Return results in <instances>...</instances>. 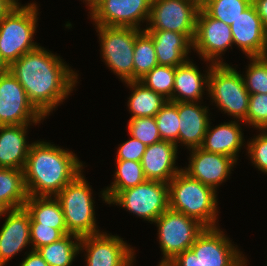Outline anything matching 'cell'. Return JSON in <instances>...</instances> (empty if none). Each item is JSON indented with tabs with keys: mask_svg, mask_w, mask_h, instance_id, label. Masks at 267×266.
Segmentation results:
<instances>
[{
	"mask_svg": "<svg viewBox=\"0 0 267 266\" xmlns=\"http://www.w3.org/2000/svg\"><path fill=\"white\" fill-rule=\"evenodd\" d=\"M8 70L45 118L71 95L79 77L60 56L40 45L13 62Z\"/></svg>",
	"mask_w": 267,
	"mask_h": 266,
	"instance_id": "1",
	"label": "cell"
},
{
	"mask_svg": "<svg viewBox=\"0 0 267 266\" xmlns=\"http://www.w3.org/2000/svg\"><path fill=\"white\" fill-rule=\"evenodd\" d=\"M84 163L69 149L45 141L31 143L24 171L28 196H56L81 172Z\"/></svg>",
	"mask_w": 267,
	"mask_h": 266,
	"instance_id": "2",
	"label": "cell"
},
{
	"mask_svg": "<svg viewBox=\"0 0 267 266\" xmlns=\"http://www.w3.org/2000/svg\"><path fill=\"white\" fill-rule=\"evenodd\" d=\"M169 208L198 220L206 228L219 227L217 191L181 170L168 183Z\"/></svg>",
	"mask_w": 267,
	"mask_h": 266,
	"instance_id": "3",
	"label": "cell"
},
{
	"mask_svg": "<svg viewBox=\"0 0 267 266\" xmlns=\"http://www.w3.org/2000/svg\"><path fill=\"white\" fill-rule=\"evenodd\" d=\"M38 7L36 2L27 5L18 2L0 20V56L8 66L39 46L33 40L38 27Z\"/></svg>",
	"mask_w": 267,
	"mask_h": 266,
	"instance_id": "4",
	"label": "cell"
},
{
	"mask_svg": "<svg viewBox=\"0 0 267 266\" xmlns=\"http://www.w3.org/2000/svg\"><path fill=\"white\" fill-rule=\"evenodd\" d=\"M92 186L83 172L68 183L55 198L59 201L67 231L79 237L101 233L96 222Z\"/></svg>",
	"mask_w": 267,
	"mask_h": 266,
	"instance_id": "5",
	"label": "cell"
},
{
	"mask_svg": "<svg viewBox=\"0 0 267 266\" xmlns=\"http://www.w3.org/2000/svg\"><path fill=\"white\" fill-rule=\"evenodd\" d=\"M227 64H213L208 79V97L218 110L246 124L250 93L242 74Z\"/></svg>",
	"mask_w": 267,
	"mask_h": 266,
	"instance_id": "6",
	"label": "cell"
},
{
	"mask_svg": "<svg viewBox=\"0 0 267 266\" xmlns=\"http://www.w3.org/2000/svg\"><path fill=\"white\" fill-rule=\"evenodd\" d=\"M95 28L103 62L122 82L133 81L135 39L142 30L100 25Z\"/></svg>",
	"mask_w": 267,
	"mask_h": 266,
	"instance_id": "7",
	"label": "cell"
},
{
	"mask_svg": "<svg viewBox=\"0 0 267 266\" xmlns=\"http://www.w3.org/2000/svg\"><path fill=\"white\" fill-rule=\"evenodd\" d=\"M157 226L161 261H172L190 249L196 238L206 228L198 220L168 208L154 222Z\"/></svg>",
	"mask_w": 267,
	"mask_h": 266,
	"instance_id": "8",
	"label": "cell"
},
{
	"mask_svg": "<svg viewBox=\"0 0 267 266\" xmlns=\"http://www.w3.org/2000/svg\"><path fill=\"white\" fill-rule=\"evenodd\" d=\"M108 204H116L152 224L169 208V185L161 181L146 180L135 187L120 191Z\"/></svg>",
	"mask_w": 267,
	"mask_h": 266,
	"instance_id": "9",
	"label": "cell"
},
{
	"mask_svg": "<svg viewBox=\"0 0 267 266\" xmlns=\"http://www.w3.org/2000/svg\"><path fill=\"white\" fill-rule=\"evenodd\" d=\"M200 8V0H152L149 20L144 30L181 33L193 43Z\"/></svg>",
	"mask_w": 267,
	"mask_h": 266,
	"instance_id": "10",
	"label": "cell"
},
{
	"mask_svg": "<svg viewBox=\"0 0 267 266\" xmlns=\"http://www.w3.org/2000/svg\"><path fill=\"white\" fill-rule=\"evenodd\" d=\"M45 117L29 101L26 91L8 70L0 77V126L38 125Z\"/></svg>",
	"mask_w": 267,
	"mask_h": 266,
	"instance_id": "11",
	"label": "cell"
},
{
	"mask_svg": "<svg viewBox=\"0 0 267 266\" xmlns=\"http://www.w3.org/2000/svg\"><path fill=\"white\" fill-rule=\"evenodd\" d=\"M123 239L106 231L81 237L80 253L85 254V266H133L135 248Z\"/></svg>",
	"mask_w": 267,
	"mask_h": 266,
	"instance_id": "12",
	"label": "cell"
},
{
	"mask_svg": "<svg viewBox=\"0 0 267 266\" xmlns=\"http://www.w3.org/2000/svg\"><path fill=\"white\" fill-rule=\"evenodd\" d=\"M233 46L231 27L223 21L210 17L202 8L197 16L193 51L199 58L213 64H227L222 55ZM223 59V60H222ZM224 61V62H223Z\"/></svg>",
	"mask_w": 267,
	"mask_h": 266,
	"instance_id": "13",
	"label": "cell"
},
{
	"mask_svg": "<svg viewBox=\"0 0 267 266\" xmlns=\"http://www.w3.org/2000/svg\"><path fill=\"white\" fill-rule=\"evenodd\" d=\"M221 230L220 226L205 228L190 247L199 258L200 264L202 266H247V257Z\"/></svg>",
	"mask_w": 267,
	"mask_h": 266,
	"instance_id": "14",
	"label": "cell"
},
{
	"mask_svg": "<svg viewBox=\"0 0 267 266\" xmlns=\"http://www.w3.org/2000/svg\"><path fill=\"white\" fill-rule=\"evenodd\" d=\"M152 0H99L89 14L93 25L131 27L144 30L147 26ZM142 22V24H141Z\"/></svg>",
	"mask_w": 267,
	"mask_h": 266,
	"instance_id": "15",
	"label": "cell"
},
{
	"mask_svg": "<svg viewBox=\"0 0 267 266\" xmlns=\"http://www.w3.org/2000/svg\"><path fill=\"white\" fill-rule=\"evenodd\" d=\"M189 152L188 167L185 166L182 170L191 178L215 190L229 179L237 163L231 157L207 152L200 147L190 149Z\"/></svg>",
	"mask_w": 267,
	"mask_h": 266,
	"instance_id": "16",
	"label": "cell"
},
{
	"mask_svg": "<svg viewBox=\"0 0 267 266\" xmlns=\"http://www.w3.org/2000/svg\"><path fill=\"white\" fill-rule=\"evenodd\" d=\"M5 220L0 229V266L7 263L31 245L30 220L26 209L7 210ZM7 217V218H6Z\"/></svg>",
	"mask_w": 267,
	"mask_h": 266,
	"instance_id": "17",
	"label": "cell"
},
{
	"mask_svg": "<svg viewBox=\"0 0 267 266\" xmlns=\"http://www.w3.org/2000/svg\"><path fill=\"white\" fill-rule=\"evenodd\" d=\"M233 45L249 57H263L266 43V27L251 4L230 25Z\"/></svg>",
	"mask_w": 267,
	"mask_h": 266,
	"instance_id": "18",
	"label": "cell"
},
{
	"mask_svg": "<svg viewBox=\"0 0 267 266\" xmlns=\"http://www.w3.org/2000/svg\"><path fill=\"white\" fill-rule=\"evenodd\" d=\"M201 104H203L201 101L178 102V146L181 144L188 150L201 147L211 121L209 106Z\"/></svg>",
	"mask_w": 267,
	"mask_h": 266,
	"instance_id": "19",
	"label": "cell"
},
{
	"mask_svg": "<svg viewBox=\"0 0 267 266\" xmlns=\"http://www.w3.org/2000/svg\"><path fill=\"white\" fill-rule=\"evenodd\" d=\"M178 147L171 141H160L146 147L141 165L147 180L169 183L182 167L176 166Z\"/></svg>",
	"mask_w": 267,
	"mask_h": 266,
	"instance_id": "20",
	"label": "cell"
},
{
	"mask_svg": "<svg viewBox=\"0 0 267 266\" xmlns=\"http://www.w3.org/2000/svg\"><path fill=\"white\" fill-rule=\"evenodd\" d=\"M188 59L175 67V79L172 102H201L203 95L208 93V79L213 63L209 62L208 69L203 73L198 66Z\"/></svg>",
	"mask_w": 267,
	"mask_h": 266,
	"instance_id": "21",
	"label": "cell"
},
{
	"mask_svg": "<svg viewBox=\"0 0 267 266\" xmlns=\"http://www.w3.org/2000/svg\"><path fill=\"white\" fill-rule=\"evenodd\" d=\"M241 122L243 123L239 120H229L215 127L211 126L212 122H210L200 148L207 152L231 157L237 162L239 151L246 144Z\"/></svg>",
	"mask_w": 267,
	"mask_h": 266,
	"instance_id": "22",
	"label": "cell"
},
{
	"mask_svg": "<svg viewBox=\"0 0 267 266\" xmlns=\"http://www.w3.org/2000/svg\"><path fill=\"white\" fill-rule=\"evenodd\" d=\"M30 125L0 126V168L24 169L31 146L27 138Z\"/></svg>",
	"mask_w": 267,
	"mask_h": 266,
	"instance_id": "23",
	"label": "cell"
},
{
	"mask_svg": "<svg viewBox=\"0 0 267 266\" xmlns=\"http://www.w3.org/2000/svg\"><path fill=\"white\" fill-rule=\"evenodd\" d=\"M153 40L158 65L176 67L189 58L193 43L181 33L169 30H145Z\"/></svg>",
	"mask_w": 267,
	"mask_h": 266,
	"instance_id": "24",
	"label": "cell"
},
{
	"mask_svg": "<svg viewBox=\"0 0 267 266\" xmlns=\"http://www.w3.org/2000/svg\"><path fill=\"white\" fill-rule=\"evenodd\" d=\"M130 88L131 94L127 101L131 118L155 117L162 106L168 101L162 95L147 88L140 81L124 82Z\"/></svg>",
	"mask_w": 267,
	"mask_h": 266,
	"instance_id": "25",
	"label": "cell"
},
{
	"mask_svg": "<svg viewBox=\"0 0 267 266\" xmlns=\"http://www.w3.org/2000/svg\"><path fill=\"white\" fill-rule=\"evenodd\" d=\"M24 208L31 217L30 223L67 229L61 205L55 196H28Z\"/></svg>",
	"mask_w": 267,
	"mask_h": 266,
	"instance_id": "26",
	"label": "cell"
},
{
	"mask_svg": "<svg viewBox=\"0 0 267 266\" xmlns=\"http://www.w3.org/2000/svg\"><path fill=\"white\" fill-rule=\"evenodd\" d=\"M115 172L111 185L100 191L102 201L109 203L120 191L135 187L147 179L144 175L141 162L132 160H115Z\"/></svg>",
	"mask_w": 267,
	"mask_h": 266,
	"instance_id": "27",
	"label": "cell"
},
{
	"mask_svg": "<svg viewBox=\"0 0 267 266\" xmlns=\"http://www.w3.org/2000/svg\"><path fill=\"white\" fill-rule=\"evenodd\" d=\"M28 198L24 171L0 168V202L8 209L23 208Z\"/></svg>",
	"mask_w": 267,
	"mask_h": 266,
	"instance_id": "28",
	"label": "cell"
},
{
	"mask_svg": "<svg viewBox=\"0 0 267 266\" xmlns=\"http://www.w3.org/2000/svg\"><path fill=\"white\" fill-rule=\"evenodd\" d=\"M81 237L67 234L59 241L42 246L36 251L49 266H72L75 257L80 253Z\"/></svg>",
	"mask_w": 267,
	"mask_h": 266,
	"instance_id": "29",
	"label": "cell"
},
{
	"mask_svg": "<svg viewBox=\"0 0 267 266\" xmlns=\"http://www.w3.org/2000/svg\"><path fill=\"white\" fill-rule=\"evenodd\" d=\"M133 63V81H139L158 65L152 37L145 30L136 36Z\"/></svg>",
	"mask_w": 267,
	"mask_h": 266,
	"instance_id": "30",
	"label": "cell"
},
{
	"mask_svg": "<svg viewBox=\"0 0 267 266\" xmlns=\"http://www.w3.org/2000/svg\"><path fill=\"white\" fill-rule=\"evenodd\" d=\"M251 4L252 0H202L201 8L230 26Z\"/></svg>",
	"mask_w": 267,
	"mask_h": 266,
	"instance_id": "31",
	"label": "cell"
},
{
	"mask_svg": "<svg viewBox=\"0 0 267 266\" xmlns=\"http://www.w3.org/2000/svg\"><path fill=\"white\" fill-rule=\"evenodd\" d=\"M174 79L175 67L157 65L139 81L147 88L170 100L174 89Z\"/></svg>",
	"mask_w": 267,
	"mask_h": 266,
	"instance_id": "32",
	"label": "cell"
},
{
	"mask_svg": "<svg viewBox=\"0 0 267 266\" xmlns=\"http://www.w3.org/2000/svg\"><path fill=\"white\" fill-rule=\"evenodd\" d=\"M155 119L161 139L164 141H171L178 147V102L168 100L155 115Z\"/></svg>",
	"mask_w": 267,
	"mask_h": 266,
	"instance_id": "33",
	"label": "cell"
},
{
	"mask_svg": "<svg viewBox=\"0 0 267 266\" xmlns=\"http://www.w3.org/2000/svg\"><path fill=\"white\" fill-rule=\"evenodd\" d=\"M250 63L242 73L245 87L250 94H267V58L249 57Z\"/></svg>",
	"mask_w": 267,
	"mask_h": 266,
	"instance_id": "34",
	"label": "cell"
},
{
	"mask_svg": "<svg viewBox=\"0 0 267 266\" xmlns=\"http://www.w3.org/2000/svg\"><path fill=\"white\" fill-rule=\"evenodd\" d=\"M127 124L129 135L147 146L162 141L155 117L131 118Z\"/></svg>",
	"mask_w": 267,
	"mask_h": 266,
	"instance_id": "35",
	"label": "cell"
},
{
	"mask_svg": "<svg viewBox=\"0 0 267 266\" xmlns=\"http://www.w3.org/2000/svg\"><path fill=\"white\" fill-rule=\"evenodd\" d=\"M252 126L256 130L267 129V94H250L246 126Z\"/></svg>",
	"mask_w": 267,
	"mask_h": 266,
	"instance_id": "36",
	"label": "cell"
},
{
	"mask_svg": "<svg viewBox=\"0 0 267 266\" xmlns=\"http://www.w3.org/2000/svg\"><path fill=\"white\" fill-rule=\"evenodd\" d=\"M259 134L247 141L246 153L254 165L264 174H267V129L259 130Z\"/></svg>",
	"mask_w": 267,
	"mask_h": 266,
	"instance_id": "37",
	"label": "cell"
},
{
	"mask_svg": "<svg viewBox=\"0 0 267 266\" xmlns=\"http://www.w3.org/2000/svg\"><path fill=\"white\" fill-rule=\"evenodd\" d=\"M70 234L67 229H55L41 223H30L31 250L59 241L65 235Z\"/></svg>",
	"mask_w": 267,
	"mask_h": 266,
	"instance_id": "38",
	"label": "cell"
},
{
	"mask_svg": "<svg viewBox=\"0 0 267 266\" xmlns=\"http://www.w3.org/2000/svg\"><path fill=\"white\" fill-rule=\"evenodd\" d=\"M146 147L147 145L130 136L128 140L119 144L115 160H132L141 162Z\"/></svg>",
	"mask_w": 267,
	"mask_h": 266,
	"instance_id": "39",
	"label": "cell"
},
{
	"mask_svg": "<svg viewBox=\"0 0 267 266\" xmlns=\"http://www.w3.org/2000/svg\"><path fill=\"white\" fill-rule=\"evenodd\" d=\"M172 262L176 266H202L199 258L191 249L180 253Z\"/></svg>",
	"mask_w": 267,
	"mask_h": 266,
	"instance_id": "40",
	"label": "cell"
},
{
	"mask_svg": "<svg viewBox=\"0 0 267 266\" xmlns=\"http://www.w3.org/2000/svg\"><path fill=\"white\" fill-rule=\"evenodd\" d=\"M25 254L19 266H49L37 251L29 250V252H25Z\"/></svg>",
	"mask_w": 267,
	"mask_h": 266,
	"instance_id": "41",
	"label": "cell"
},
{
	"mask_svg": "<svg viewBox=\"0 0 267 266\" xmlns=\"http://www.w3.org/2000/svg\"><path fill=\"white\" fill-rule=\"evenodd\" d=\"M252 4L260 16L264 26L267 28V0H252Z\"/></svg>",
	"mask_w": 267,
	"mask_h": 266,
	"instance_id": "42",
	"label": "cell"
},
{
	"mask_svg": "<svg viewBox=\"0 0 267 266\" xmlns=\"http://www.w3.org/2000/svg\"><path fill=\"white\" fill-rule=\"evenodd\" d=\"M19 0H0V20L18 3Z\"/></svg>",
	"mask_w": 267,
	"mask_h": 266,
	"instance_id": "43",
	"label": "cell"
},
{
	"mask_svg": "<svg viewBox=\"0 0 267 266\" xmlns=\"http://www.w3.org/2000/svg\"><path fill=\"white\" fill-rule=\"evenodd\" d=\"M83 2H85L87 9L90 10L88 12L90 14L96 8L99 0H83Z\"/></svg>",
	"mask_w": 267,
	"mask_h": 266,
	"instance_id": "44",
	"label": "cell"
},
{
	"mask_svg": "<svg viewBox=\"0 0 267 266\" xmlns=\"http://www.w3.org/2000/svg\"><path fill=\"white\" fill-rule=\"evenodd\" d=\"M9 66L2 60L0 56V77L8 71Z\"/></svg>",
	"mask_w": 267,
	"mask_h": 266,
	"instance_id": "45",
	"label": "cell"
},
{
	"mask_svg": "<svg viewBox=\"0 0 267 266\" xmlns=\"http://www.w3.org/2000/svg\"><path fill=\"white\" fill-rule=\"evenodd\" d=\"M157 266H176L172 261H161Z\"/></svg>",
	"mask_w": 267,
	"mask_h": 266,
	"instance_id": "46",
	"label": "cell"
},
{
	"mask_svg": "<svg viewBox=\"0 0 267 266\" xmlns=\"http://www.w3.org/2000/svg\"><path fill=\"white\" fill-rule=\"evenodd\" d=\"M8 209L0 202V218H2L1 216H4V213L7 211Z\"/></svg>",
	"mask_w": 267,
	"mask_h": 266,
	"instance_id": "47",
	"label": "cell"
},
{
	"mask_svg": "<svg viewBox=\"0 0 267 266\" xmlns=\"http://www.w3.org/2000/svg\"><path fill=\"white\" fill-rule=\"evenodd\" d=\"M267 58V28H266V43H265V48H264V56Z\"/></svg>",
	"mask_w": 267,
	"mask_h": 266,
	"instance_id": "48",
	"label": "cell"
}]
</instances>
